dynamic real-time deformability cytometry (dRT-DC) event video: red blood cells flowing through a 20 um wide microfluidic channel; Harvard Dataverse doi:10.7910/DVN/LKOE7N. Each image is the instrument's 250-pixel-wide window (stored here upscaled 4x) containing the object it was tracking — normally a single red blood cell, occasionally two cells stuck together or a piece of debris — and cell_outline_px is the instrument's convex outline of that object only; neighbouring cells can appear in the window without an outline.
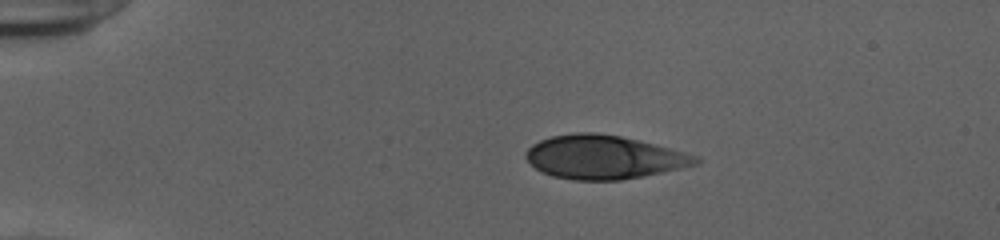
{"species": "human", "species_latin": "Homo sapiens", "temperature_condition": "cold", "stored_images_in_passage": 42, "camera_frame_rate_fps": 3000, "um_per_image_px": 0.085, "donor": {"sex": "female"}, "frame": {"image": 1, "passage_image": 1, "time_ms": 0.0, "image_size_px": [1000, 240], "cell_outline_px": [[700, 160], [696, 164], [664, 172], [644, 176], [620, 180], [572, 180], [552, 176], [540, 172], [524, 156], [524, 152], [532, 144], [540, 140], [552, 136], [576, 132], [596, 132], [620, 136], [640, 140], [700, 156]], "centroid_in_image_um": [51.31, 13.35], "position_along_channel_um": 33.7, "area_um2": 43.35}}
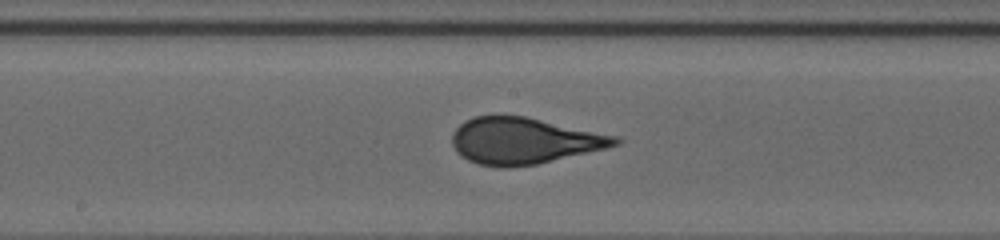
{"frame": {"image": 2, "passage_image": 19, "time_ms": 6.0, "image_size_px": [1000, 240], "cell_outline_px": [[624, 140], [620, 144], [604, 148], [536, 164], [508, 168], [504, 168], [480, 164], [468, 160], [460, 156], [456, 152], [452, 144], [452, 136], [456, 128], [464, 120], [476, 116], [524, 116], [620, 136]], "centroid_in_image_um": [44.53, 11.97], "position_along_channel_um": 203.7, "area_um2": 43.93}}
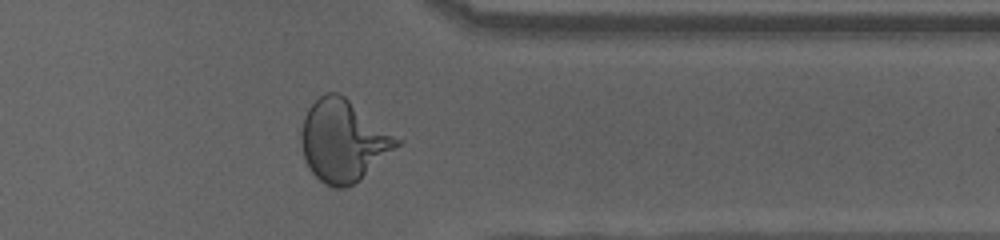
{"frame": {"image": 3, "passage_image": 33, "time_ms": 10.667, "image_size_px": [1000, 240], "cell_outline_px": [[404, 140], [400, 144], [352, 184], [344, 188], [332, 188], [324, 184], [312, 172], [304, 156], [300, 140], [300, 136], [304, 116], [308, 108], [320, 96], [328, 92], [336, 92], [344, 96]], "centroid_in_image_um": [29.17, 11.94], "position_along_channel_um": 382.2, "area_um2": 44.91}, "authors_computed_cell_mechanics": {"area_um2": 43.7257, "velocity_mm_per_s": 3.9082, "shape_relaxation_time_tau1_ms": 7.3265, "shape_relaxation_time_tau2_ms": null, "deformation_change_tau1": 0.2447, "deformation_change_tau2": null}}